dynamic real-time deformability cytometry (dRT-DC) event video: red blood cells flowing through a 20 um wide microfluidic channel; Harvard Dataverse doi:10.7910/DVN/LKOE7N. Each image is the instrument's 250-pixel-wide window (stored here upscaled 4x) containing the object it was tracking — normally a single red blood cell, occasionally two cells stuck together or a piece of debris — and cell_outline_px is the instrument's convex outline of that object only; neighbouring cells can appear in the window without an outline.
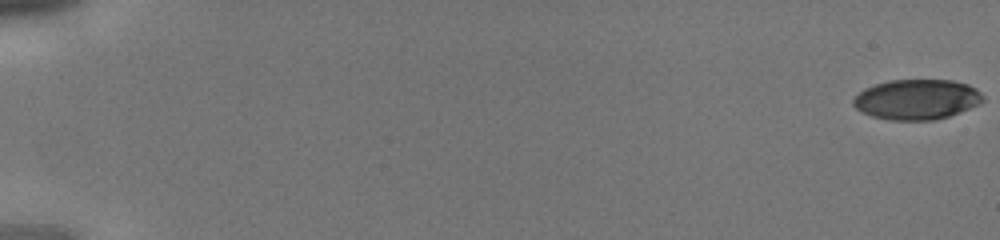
{"species": "human", "species_latin": "Homo sapiens", "temperature_condition": "cold", "stored_images_in_passage": 15, "camera_frame_rate_fps": 3000, "um_per_image_px": 0.085, "donor": {"sex": "male"}, "frame": {"image": 1, "passage_image": 1, "time_ms": 0.0, "image_size_px": [1000, 240], "cell_outline_px": [[968, 88], [960, 108], [952, 112], [940, 116], [896, 116], [860, 96], [864, 92], [884, 84], [908, 80], [932, 80], [960, 84]], "centroid_in_image_um": [78.01, 8.3], "position_along_channel_um": 7.0, "area_um2": 21.27}}
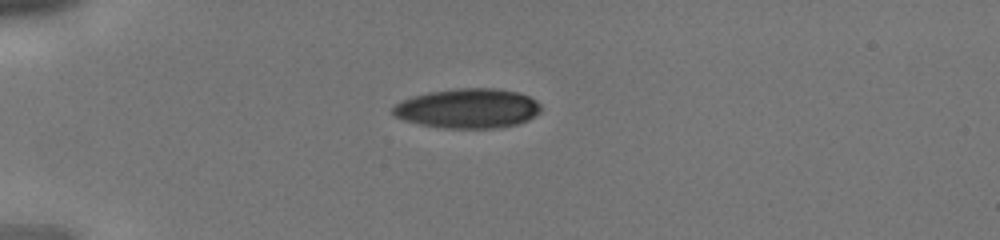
{"frame": {"image": 2, "passage_image": 13, "time_ms": 4.0, "image_size_px": [1000, 240], "cell_outline_px": [[536, 108], [532, 112], [516, 120], [492, 120], [400, 112], [400, 108], [408, 104], [432, 96], [464, 92], [496, 92], [520, 96], [528, 100]], "centroid_in_image_um": [40.23, 9.01], "position_along_channel_um": 44.8, "area_um2": 20.06}}